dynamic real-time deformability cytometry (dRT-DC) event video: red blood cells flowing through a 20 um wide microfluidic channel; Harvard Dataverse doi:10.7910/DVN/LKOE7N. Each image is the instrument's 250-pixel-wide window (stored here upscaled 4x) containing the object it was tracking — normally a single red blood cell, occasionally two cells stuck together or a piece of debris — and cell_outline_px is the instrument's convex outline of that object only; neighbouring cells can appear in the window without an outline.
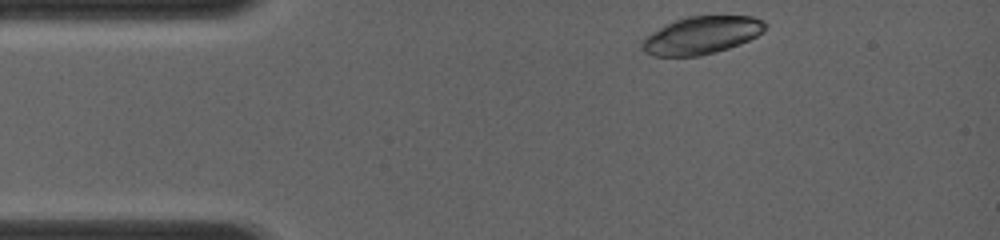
{"species": "common noctule bat (a hibernating species)", "species_latin": "Nyctalus noctula", "temperature_condition": "room temperature", "stored_images_in_passage": 8, "camera_frame_rate_fps": 4000, "um_per_image_px": 0.085, "animal": {"sex": "female", "body_mass_g": 19.0, "forearm_length_mm": 56.7}, "frame": {"image": 1, "passage_image": 1, "time_ms": 0.0, "image_size_px": [1000, 240], "cell_outline_px": [[768, 24], [764, 32], [740, 44], [716, 52], [700, 56], [652, 56], [644, 52], [640, 44], [640, 40], [644, 36], [676, 20], [688, 16], [752, 16], [764, 20]], "centroid_in_image_um": [59.63, 3.0], "position_along_channel_um": 25.4, "area_um2": 27.17}}
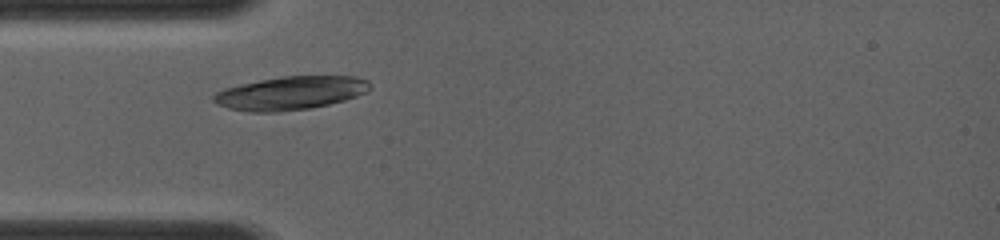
{"frame": {"image": 2, "passage_image": 6, "time_ms": 2.0, "image_size_px": [1000, 240], "cell_outline_px": [[372, 88], [368, 92], [344, 100], [312, 108], [280, 112], [248, 112], [228, 108], [216, 104], [212, 100], [212, 96], [216, 92], [224, 88], [240, 84], [280, 76], [356, 76], [368, 80], [372, 84]], "centroid_in_image_um": [24.7, 7.91], "position_along_channel_um": 60.3, "area_um2": 30.81}}
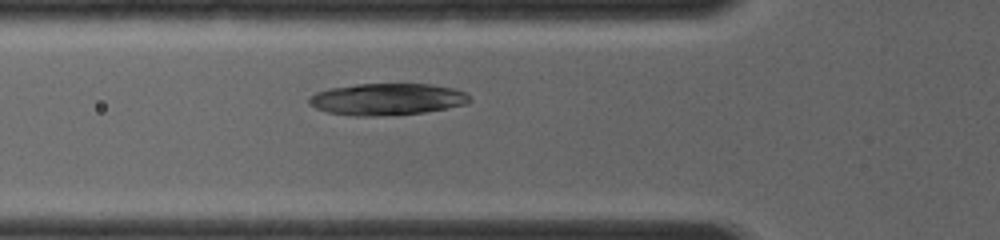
{"frame": {"image": 3, "passage_image": 8, "time_ms": 2.75, "image_size_px": [1000, 240], "cell_outline_px": [[472, 100], [468, 104], [424, 112], [376, 116], [348, 116], [328, 112], [316, 108], [308, 104], [308, 96], [316, 92], [328, 88], [356, 84], [432, 84], [452, 88], [464, 92]], "centroid_in_image_um": [32.86, 8.43], "position_along_channel_um": 92.9, "area_um2": 29.88}}